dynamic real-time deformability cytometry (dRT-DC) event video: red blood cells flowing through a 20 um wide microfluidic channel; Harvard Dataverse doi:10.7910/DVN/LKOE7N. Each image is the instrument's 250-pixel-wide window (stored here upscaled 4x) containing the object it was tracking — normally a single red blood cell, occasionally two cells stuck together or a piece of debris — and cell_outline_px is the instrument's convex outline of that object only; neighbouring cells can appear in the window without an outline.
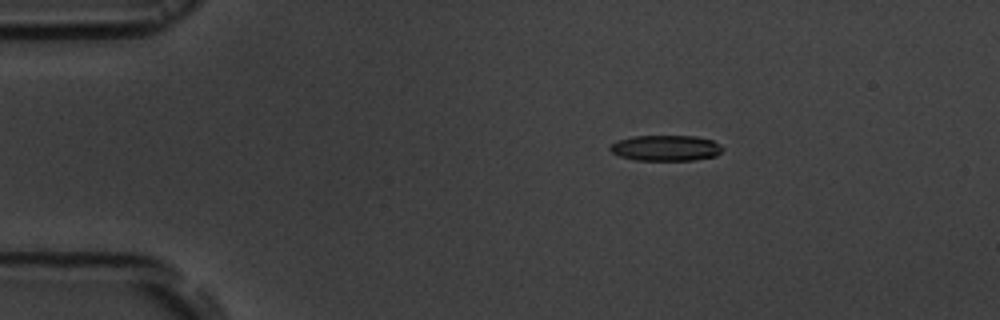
{"species": "common noctule bat (a hibernating species)", "species_latin": "Nyctalus noctula", "temperature_condition": "room temperature", "stored_images_in_passage": 47, "camera_frame_rate_fps": 3000, "um_per_image_px": 0.085, "animal": {"sex": "male", "body_mass_g": 19.5, "forearm_length_mm": 54.6}, "frame": {"image": 1, "passage_image": 1, "time_ms": 0.0, "image_size_px": [1000, 320], "cell_outline_px": [[724, 148], [716, 156], [692, 160], [636, 160], [620, 156], [612, 152], [608, 148], [616, 140], [632, 136], [696, 136], [712, 140], [720, 144]], "centroid_in_image_um": [56.59, 12.57], "position_along_channel_um": 28.4, "area_um2": 16.88}}
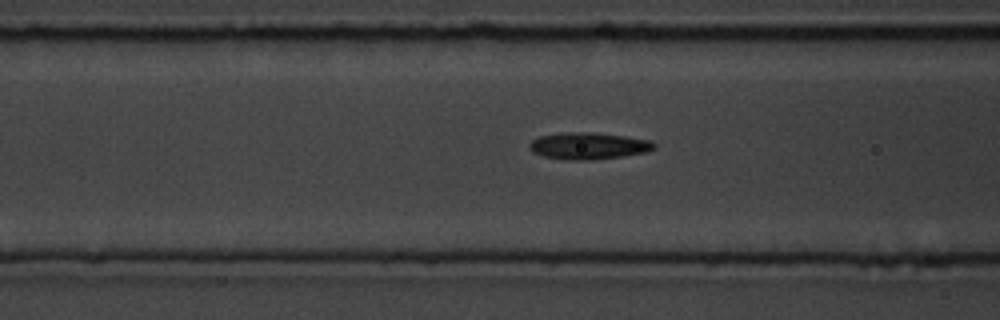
{"frame": {"image": 2, "passage_image": 13, "time_ms": 4.0, "image_size_px": [1000, 320], "cell_outline_px": [[656, 148], [648, 152], [624, 156], [592, 160], [568, 160], [544, 156], [532, 152], [528, 148], [528, 144], [532, 140], [540, 136], [568, 132], [592, 132], [624, 136], [648, 140], [656, 144]], "centroid_in_image_um": [50.02, 12.4], "position_along_channel_um": 116.6, "area_um2": 19.54}}
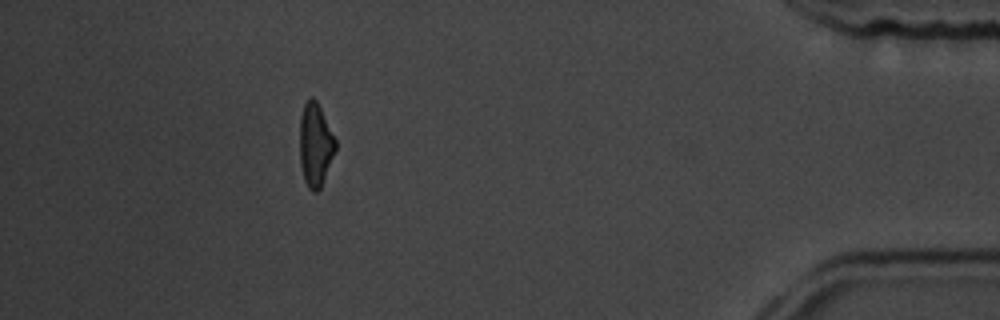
{"frame": {"image": 3, "passage_image": 41, "time_ms": 13.333, "image_size_px": [1000, 320], "cell_outline_px": [[336, 148], [320, 188], [316, 192], [312, 192], [308, 188], [304, 180], [300, 164], [300, 116], [304, 104], [312, 96], [316, 100], [336, 140]], "centroid_in_image_um": [26.79, 12.32], "position_along_channel_um": 408.4, "area_um2": 17.11}, "authors_computed_cell_mechanics": {"area_um2": 18.0914, "velocity_mm_per_s": 3.6995, "shape_relaxation_time_tau1_ms": 2.9544, "shape_relaxation_time_tau2_ms": 2.9426, "deformation_change_tau1": 0.1804, "deformation_change_tau2": 0.1302}}